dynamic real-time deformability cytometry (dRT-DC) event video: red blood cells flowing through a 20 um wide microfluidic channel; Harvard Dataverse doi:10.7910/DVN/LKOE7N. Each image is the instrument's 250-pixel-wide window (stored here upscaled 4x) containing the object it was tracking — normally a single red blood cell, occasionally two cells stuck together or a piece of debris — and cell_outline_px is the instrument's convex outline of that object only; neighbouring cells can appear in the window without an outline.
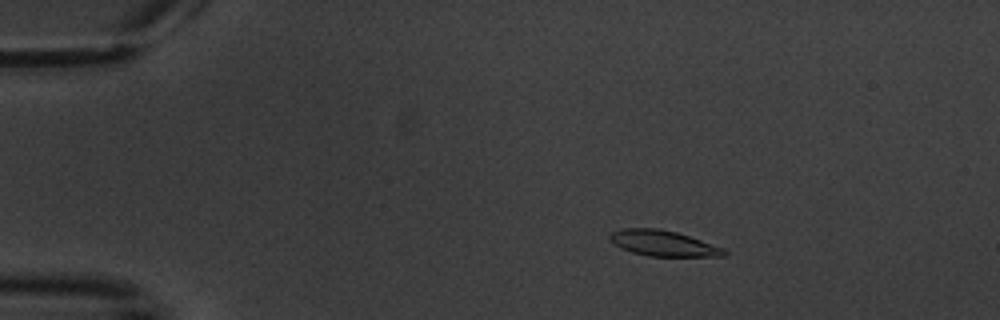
{"species": "common noctule bat (a hibernating species)", "species_latin": "Nyctalus noctula", "temperature_condition": "warm", "stored_images_in_passage": 6, "camera_frame_rate_fps": 3000, "um_per_image_px": 0.085, "animal": {"sex": "male", "body_mass_g": 20.1, "forearm_length_mm": 53.5}, "frame": {"image": 1, "passage_image": 3, "time_ms": 2.333, "image_size_px": [1000, 320], "cell_outline_px": [[728, 252], [724, 256], [648, 256], [632, 252], [620, 248], [608, 240], [608, 236], [612, 232], [624, 228], [660, 228], [676, 232], [724, 248]], "centroid_in_image_um": [56.33, 20.68], "position_along_channel_um": 28.7, "area_um2": 17.05}}